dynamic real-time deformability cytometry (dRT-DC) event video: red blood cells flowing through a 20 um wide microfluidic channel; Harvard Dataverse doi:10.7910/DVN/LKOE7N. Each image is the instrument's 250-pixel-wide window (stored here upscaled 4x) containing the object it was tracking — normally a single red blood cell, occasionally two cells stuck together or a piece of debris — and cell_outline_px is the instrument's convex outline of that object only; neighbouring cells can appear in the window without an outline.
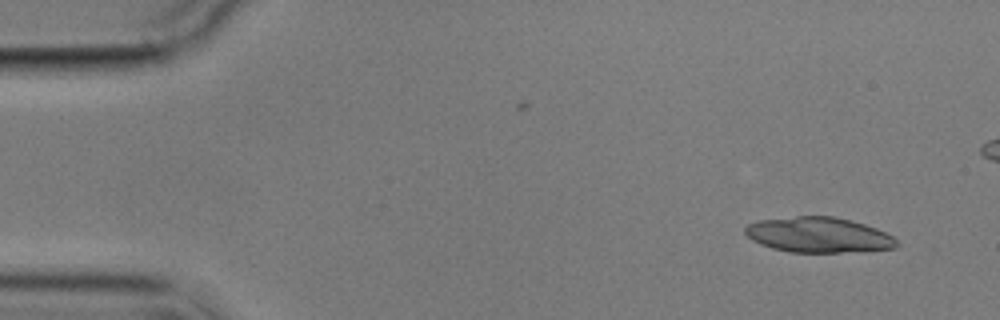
{"species": "common noctule bat (a hibernating species)", "species_latin": "Nyctalus noctula", "temperature_condition": "cold", "stored_images_in_passage": 3, "camera_frame_rate_fps": 3000, "um_per_image_px": 0.085, "animal": {"sex": "male", "body_mass_g": 17.9}, "frame": {"image": 1, "passage_image": 3, "time_ms": 2.333, "image_size_px": [1000, 320], "cell_outline_px": [[900, 244], [896, 248], [840, 252], [788, 252], [772, 248], [760, 244], [752, 240], [744, 232], [744, 228], [748, 224], [760, 220], [796, 216], [836, 216], [852, 220], [876, 228], [892, 236]], "centroid_in_image_um": [69.56, 19.96], "position_along_channel_um": 15.4, "area_um2": 31.15}}